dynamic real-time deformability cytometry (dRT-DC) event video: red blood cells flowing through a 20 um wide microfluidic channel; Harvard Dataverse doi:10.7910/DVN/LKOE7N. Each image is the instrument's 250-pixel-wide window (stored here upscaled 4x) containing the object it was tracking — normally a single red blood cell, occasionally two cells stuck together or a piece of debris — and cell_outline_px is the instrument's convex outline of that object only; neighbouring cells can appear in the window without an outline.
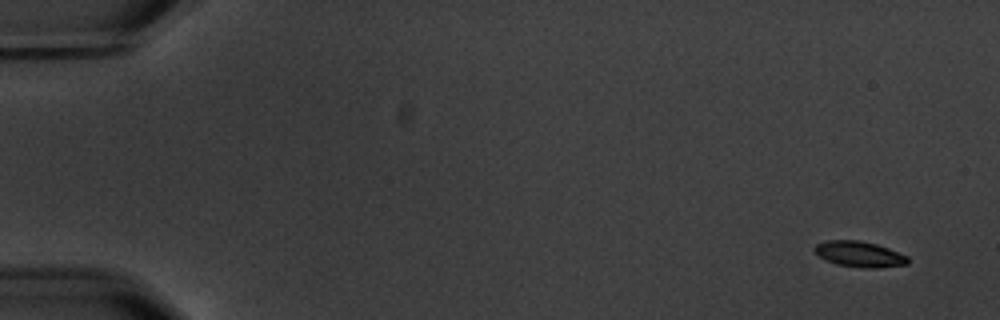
{"species": "common noctule bat (a hibernating species)", "species_latin": "Nyctalus noctula", "temperature_condition": "warm", "stored_images_in_passage": 8, "camera_frame_rate_fps": 3000, "um_per_image_px": 0.085, "animal": {"sex": "male", "body_mass_g": 20.1, "forearm_length_mm": 53.5}, "frame": {"image": 1, "passage_image": 1, "time_ms": 0.0, "image_size_px": [1000, 320], "cell_outline_px": [[908, 264], [876, 268], [864, 268], [836, 264], [820, 256], [812, 248], [816, 244], [824, 240], [860, 240], [876, 244], [888, 248], [908, 256]], "centroid_in_image_um": [73.05, 21.59], "position_along_channel_um": 12.0, "area_um2": 13.93}}
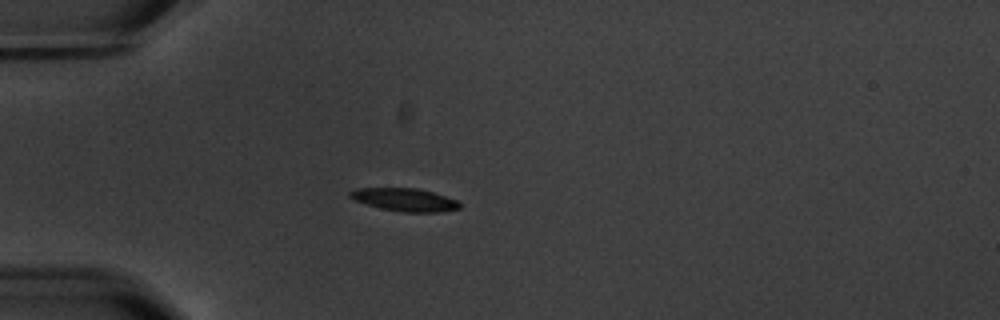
{"frame": {"image": 2, "passage_image": 5, "time_ms": 4.667, "image_size_px": [1000, 320], "cell_outline_px": [[460, 208], [440, 212], [400, 212], [380, 208], [356, 200], [348, 196], [348, 192], [356, 188], [416, 188], [432, 192], [456, 200], [460, 204]], "centroid_in_image_um": [34.38, 16.97], "position_along_channel_um": 50.6, "area_um2": 14.51}}
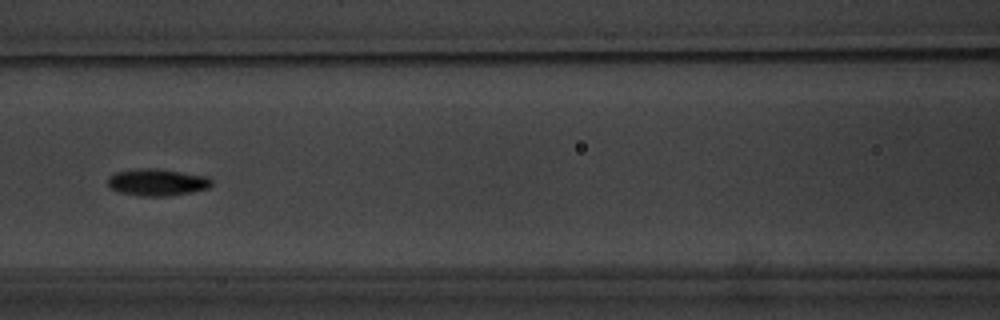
{"frame": {"image": 3, "passage_image": 8, "time_ms": 8.0, "image_size_px": [1000, 320], "cell_outline_px": [[212, 184], [208, 188], [192, 192], [168, 196], [140, 196], [116, 192], [108, 184], [108, 180], [116, 172], [136, 168], [152, 168], [208, 176], [212, 180]], "centroid_in_image_um": [13.37, 15.5], "position_along_channel_um": 153.2, "area_um2": 16.24}}